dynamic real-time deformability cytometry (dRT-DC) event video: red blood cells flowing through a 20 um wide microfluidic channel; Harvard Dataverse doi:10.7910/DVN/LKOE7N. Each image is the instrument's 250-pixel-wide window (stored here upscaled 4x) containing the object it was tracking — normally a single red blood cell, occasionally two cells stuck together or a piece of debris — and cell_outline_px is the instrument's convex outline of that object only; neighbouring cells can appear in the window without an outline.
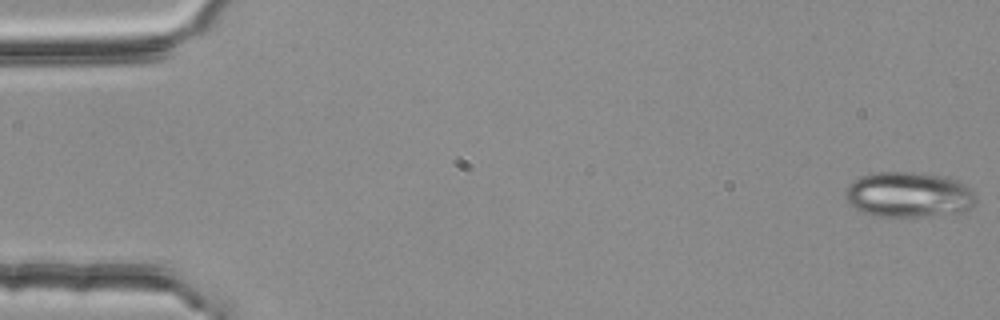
{"species": "common noctule bat (a hibernating species)", "species_latin": "Nyctalus noctula", "temperature_condition": "room temperature", "stored_images_in_passage": 54, "camera_frame_rate_fps": 3000, "um_per_image_px": 0.085, "animal": {"sex": "female", "body_mass_g": 25.1}, "frame": {"image": 1, "passage_image": 1, "time_ms": 0.0, "image_size_px": [1000, 320], "cell_outline_px": [[976, 200], [968, 208], [960, 212], [920, 216], [876, 216], [864, 212], [848, 204], [844, 196], [844, 192], [848, 184], [860, 176], [876, 172], [912, 172], [944, 176], [956, 180], [972, 188], [976, 196]], "centroid_in_image_um": [77.2, 16.53], "position_along_channel_um": 7.8, "area_um2": 34.45}}
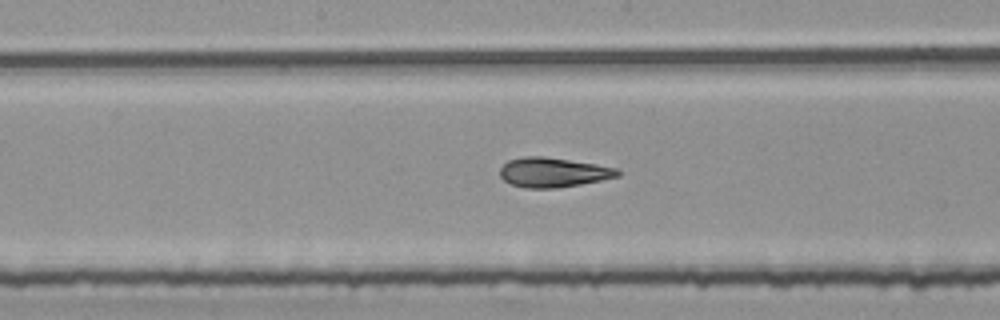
{"frame": {"image": 2, "passage_image": 28, "time_ms": 9.0, "image_size_px": [1000, 320], "cell_outline_px": [[620, 176], [580, 184], [556, 188], [524, 188], [512, 184], [504, 180], [500, 176], [500, 168], [508, 160], [524, 156], [544, 156], [596, 164], [616, 168], [620, 172]], "centroid_in_image_um": [47.0, 14.65], "position_along_channel_um": 201.2, "area_um2": 20.23}}
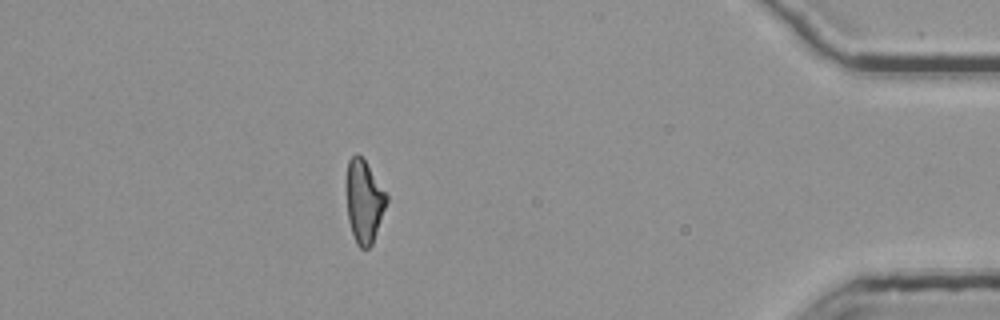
{"frame": {"image": 3, "passage_image": 48, "time_ms": 15.667, "image_size_px": [1000, 320], "cell_outline_px": [[388, 200], [372, 244], [368, 248], [360, 248], [356, 244], [348, 220], [348, 160], [356, 152], [364, 160], [388, 196]], "centroid_in_image_um": [30.96, 17.15], "position_along_channel_um": 404.2, "area_um2": 18.73}, "authors_computed_cell_mechanics": {"area_um2": 20.3456, "velocity_mm_per_s": 3.8162, "shape_relaxation_time_tau1_ms": 5.3262, "shape_relaxation_time_tau2_ms": 2.097, "deformation_change_tau1": 0.193, "deformation_change_tau2": 0.0839}}